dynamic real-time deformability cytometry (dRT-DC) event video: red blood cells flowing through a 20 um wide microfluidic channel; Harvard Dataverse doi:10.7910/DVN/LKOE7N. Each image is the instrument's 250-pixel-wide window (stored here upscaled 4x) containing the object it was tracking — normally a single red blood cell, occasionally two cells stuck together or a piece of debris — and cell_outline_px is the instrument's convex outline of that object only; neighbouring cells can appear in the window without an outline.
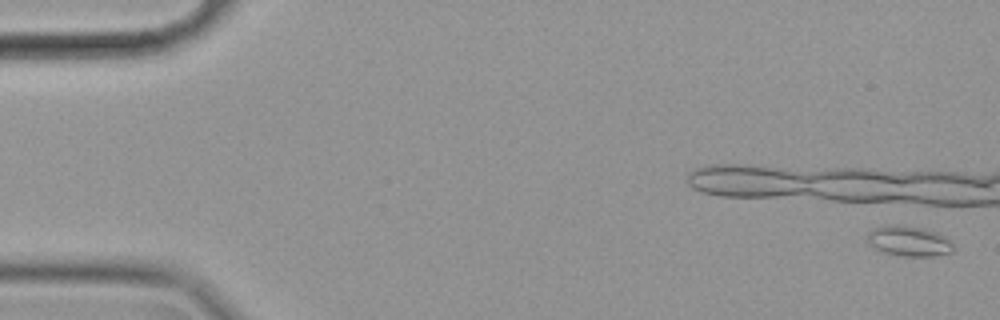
{"species": "common noctule bat (a hibernating species)", "species_latin": "Nyctalus noctula", "temperature_condition": "cold", "stored_images_in_passage": 11, "camera_frame_rate_fps": 3000, "um_per_image_px": 0.085, "animal": {"sex": "female", "body_mass_g": 19.9}, "frame": {"image": 1, "passage_image": 2, "time_ms": 0.333, "image_size_px": [1000, 320], "cell_outline_px": [[952, 252], [932, 256], [904, 256], [884, 252], [868, 244], [868, 232], [872, 228], [896, 224], [920, 228], [936, 232], [944, 236], [952, 244]], "centroid_in_image_um": [77.23, 20.49], "position_along_channel_um": 7.8, "area_um2": 14.85}}